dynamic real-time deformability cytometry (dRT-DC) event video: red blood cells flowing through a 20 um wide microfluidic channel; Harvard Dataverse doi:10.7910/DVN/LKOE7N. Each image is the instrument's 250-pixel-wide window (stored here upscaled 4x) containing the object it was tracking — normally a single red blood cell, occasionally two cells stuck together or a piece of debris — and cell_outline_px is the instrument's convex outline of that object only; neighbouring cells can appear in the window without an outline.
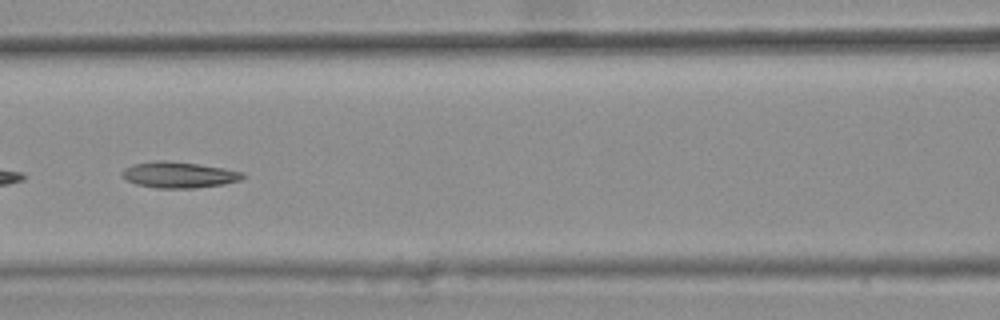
{"species": "common noctule bat (a hibernating species)", "species_latin": "Nyctalus noctula", "temperature_condition": "warm", "stored_images_in_passage": 37, "camera_frame_rate_fps": 3000, "um_per_image_px": 0.085, "animal": {"sex": "female", "body_mass_g": 25.1}, "frame": {"image": 1, "passage_image": 22, "time_ms": 7.0, "image_size_px": [1000, 320], "cell_outline_px": [[244, 176], [240, 180], [224, 184], [196, 188], [156, 188], [136, 184], [128, 180], [120, 172], [124, 168], [132, 164], [160, 160], [164, 160], [196, 164], [224, 168], [244, 172]], "centroid_in_image_um": [15.2, 14.86], "position_along_channel_um": 151.4, "area_um2": 18.21}}